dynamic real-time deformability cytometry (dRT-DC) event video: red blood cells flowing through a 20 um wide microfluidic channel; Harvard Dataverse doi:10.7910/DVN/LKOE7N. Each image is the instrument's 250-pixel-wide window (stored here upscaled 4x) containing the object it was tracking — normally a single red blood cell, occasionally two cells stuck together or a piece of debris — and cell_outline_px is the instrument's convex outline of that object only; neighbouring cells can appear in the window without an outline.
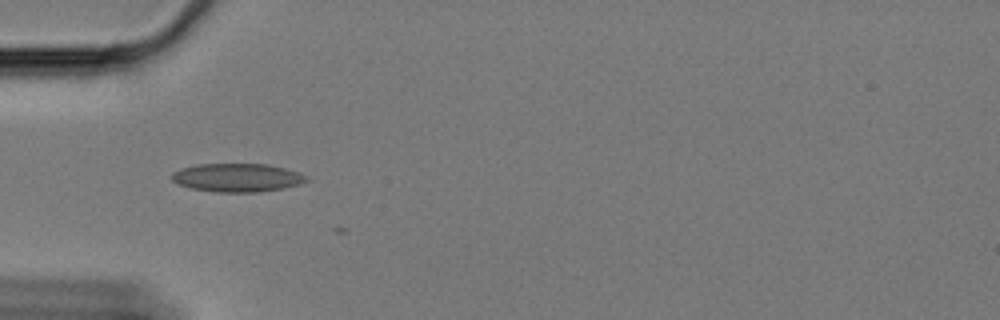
{"species": "Egyptian fruit bat (a non-hibernating species)", "species_latin": "Rousettus aegyptiacus", "temperature_condition": "cold", "stored_images_in_passage": 8, "camera_frame_rate_fps": 3000, "um_per_image_px": 0.085, "animal": {"sex": "female"}, "frame": {"image": 1, "passage_image": 2, "time_ms": 0.333, "image_size_px": [1000, 320], "cell_outline_px": [[308, 180], [300, 184], [280, 188], [256, 192], [216, 192], [192, 188], [180, 184], [172, 180], [172, 172], [180, 168], [196, 164], [268, 164], [284, 168], [308, 176]], "centroid_in_image_um": [20.14, 15.09], "position_along_channel_um": 64.9, "area_um2": 22.08}}
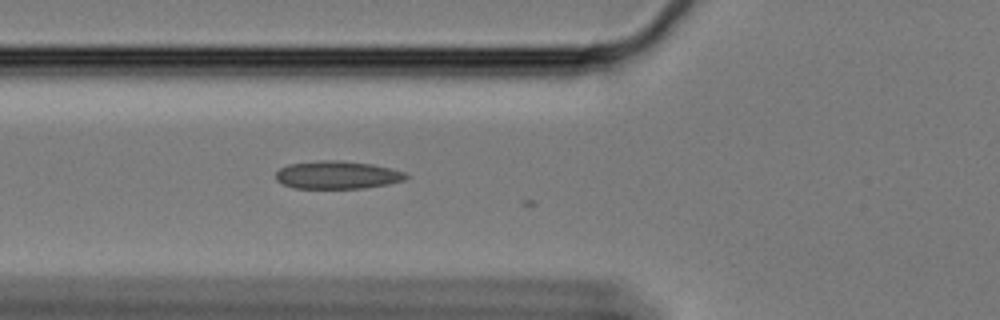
{"frame": {"image": 2, "passage_image": 5, "time_ms": 1.333, "image_size_px": [1000, 320], "cell_outline_px": [[412, 176], [404, 180], [388, 184], [364, 188], [292, 188], [276, 180], [276, 172], [280, 168], [288, 164], [320, 160], [340, 160], [372, 164], [404, 172]], "centroid_in_image_um": [28.67, 14.87], "position_along_channel_um": 97.1, "area_um2": 21.21}}